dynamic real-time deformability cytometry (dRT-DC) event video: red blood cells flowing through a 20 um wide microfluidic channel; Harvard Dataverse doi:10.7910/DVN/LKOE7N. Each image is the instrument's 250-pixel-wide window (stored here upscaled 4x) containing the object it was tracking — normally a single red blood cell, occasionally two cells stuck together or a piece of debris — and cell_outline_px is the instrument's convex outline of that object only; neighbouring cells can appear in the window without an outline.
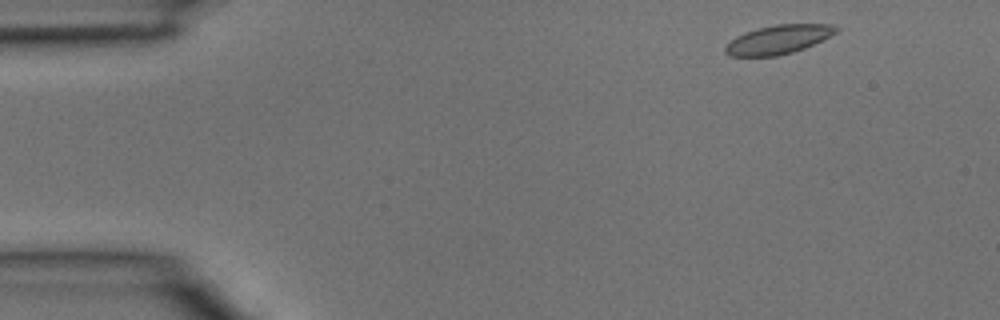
{"species": "common noctule bat (a hibernating species)", "species_latin": "Nyctalus noctula", "temperature_condition": "room temperature", "stored_images_in_passage": 3, "segment_of_instrument_passage": [1, 2], "camera_frame_rate_fps": 3000, "um_per_image_px": 0.085, "animal": {"sex": "male", "body_mass_g": 15.6}, "frame": {"image": 1, "passage_image": 1, "time_ms": 0.0, "image_size_px": [1000, 320], "cell_outline_px": [[840, 28], [836, 32], [804, 48], [792, 52], [776, 56], [732, 56], [724, 52], [724, 48], [736, 36], [744, 32], [756, 28], [776, 24], [832, 24]], "centroid_in_image_um": [66.13, 3.35], "position_along_channel_um": 18.9, "area_um2": 18.44}}